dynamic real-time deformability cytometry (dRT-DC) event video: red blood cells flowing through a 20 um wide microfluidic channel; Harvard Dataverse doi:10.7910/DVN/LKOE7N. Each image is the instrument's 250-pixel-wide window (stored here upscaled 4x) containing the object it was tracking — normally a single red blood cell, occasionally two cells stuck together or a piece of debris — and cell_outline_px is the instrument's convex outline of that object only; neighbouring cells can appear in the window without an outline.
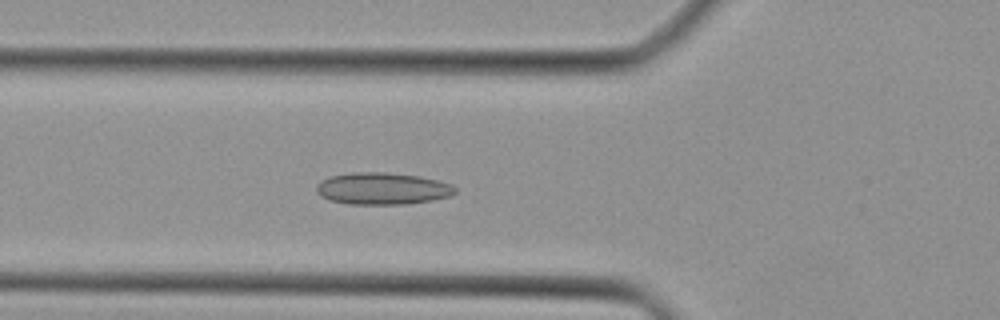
{"species": "Egyptian fruit bat (a non-hibernating species)", "species_latin": "Rousettus aegyptiacus", "temperature_condition": "cold", "stored_images_in_passage": 43, "camera_frame_rate_fps": 3000, "um_per_image_px": 0.085, "animal": {"sex": "female"}, "frame": {"image": 1, "passage_image": 15, "time_ms": 4.667, "image_size_px": [1000, 320], "cell_outline_px": [[456, 192], [448, 196], [432, 200], [404, 204], [348, 204], [332, 200], [320, 196], [316, 192], [316, 184], [320, 180], [332, 176], [352, 172], [384, 172], [420, 176], [452, 184], [456, 188]], "centroid_in_image_um": [32.48, 16.02], "position_along_channel_um": 93.3, "area_um2": 25.78}}
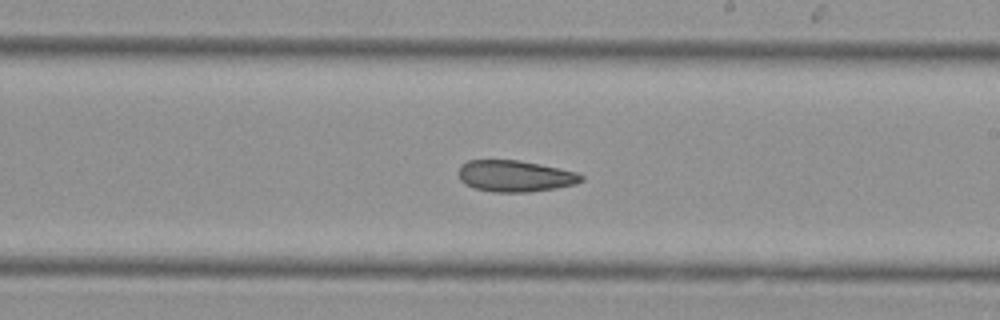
{"frame": {"image": 2, "passage_image": 25, "time_ms": 8.0, "image_size_px": [1000, 320], "cell_outline_px": [[584, 180], [576, 184], [556, 188], [528, 192], [492, 192], [472, 188], [464, 184], [460, 180], [460, 164], [468, 160], [516, 160], [576, 172], [584, 176]], "centroid_in_image_um": [43.75, 14.98], "position_along_channel_um": 245.2, "area_um2": 22.37}}
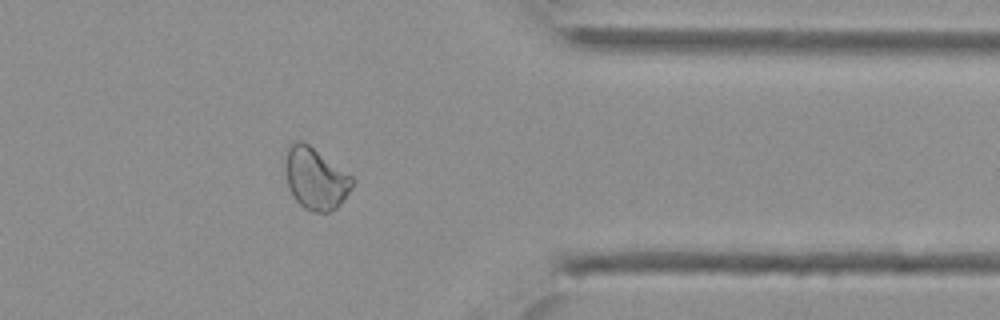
{"frame": {"image": 3, "passage_image": 35, "time_ms": 11.333, "image_size_px": [1000, 320], "cell_outline_px": [[356, 180], [352, 188], [336, 208], [328, 212], [312, 212], [304, 208], [296, 200], [288, 188], [284, 172], [284, 156], [288, 148], [296, 140], [300, 140], [308, 144], [352, 176]], "centroid_in_image_um": [26.79, 15.17], "position_along_channel_um": 384.6, "area_um2": 24.22}}